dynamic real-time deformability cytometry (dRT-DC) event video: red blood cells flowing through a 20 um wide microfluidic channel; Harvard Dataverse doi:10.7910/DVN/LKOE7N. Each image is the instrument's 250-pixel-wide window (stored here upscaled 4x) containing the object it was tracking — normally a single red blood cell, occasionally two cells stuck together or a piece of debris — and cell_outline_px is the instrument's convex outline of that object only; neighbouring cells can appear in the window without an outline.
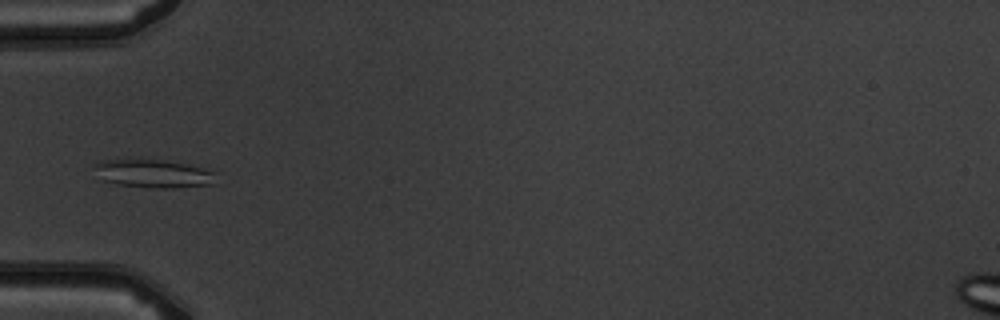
{"species": "common noctule bat (a hibernating species)", "species_latin": "Nyctalus noctula", "temperature_condition": "warm", "stored_images_in_passage": 3, "camera_frame_rate_fps": 3000, "um_per_image_px": 0.085, "animal": {"sex": "male", "body_mass_g": 19.5, "forearm_length_mm": 54.6}, "frame": {"image": 1, "passage_image": 3, "time_ms": 2.0, "image_size_px": [1000, 320], "cell_outline_px": [[216, 184], [176, 188], [156, 188], [116, 184], [104, 180], [92, 164], [100, 160], [124, 156], [140, 156], [164, 160], [184, 164], [216, 172]], "centroid_in_image_um": [12.98, 14.7], "position_along_channel_um": 72.0, "area_um2": 20.92}}